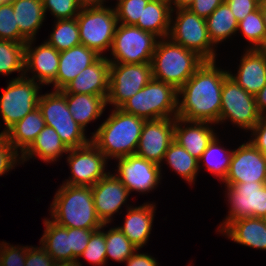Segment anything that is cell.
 Returning <instances> with one entry per match:
<instances>
[{"mask_svg":"<svg viewBox=\"0 0 266 266\" xmlns=\"http://www.w3.org/2000/svg\"><path fill=\"white\" fill-rule=\"evenodd\" d=\"M215 62L205 61L178 90L177 117L219 124L221 91L228 71Z\"/></svg>","mask_w":266,"mask_h":266,"instance_id":"6da1fadb","label":"cell"},{"mask_svg":"<svg viewBox=\"0 0 266 266\" xmlns=\"http://www.w3.org/2000/svg\"><path fill=\"white\" fill-rule=\"evenodd\" d=\"M113 109L90 137L91 142L109 160L136 154L145 122V119L125 113L120 108Z\"/></svg>","mask_w":266,"mask_h":266,"instance_id":"7a4b0ae2","label":"cell"},{"mask_svg":"<svg viewBox=\"0 0 266 266\" xmlns=\"http://www.w3.org/2000/svg\"><path fill=\"white\" fill-rule=\"evenodd\" d=\"M50 205L51 219L65 228L97 230L103 223L97 216L92 189L62 183Z\"/></svg>","mask_w":266,"mask_h":266,"instance_id":"3957f363","label":"cell"},{"mask_svg":"<svg viewBox=\"0 0 266 266\" xmlns=\"http://www.w3.org/2000/svg\"><path fill=\"white\" fill-rule=\"evenodd\" d=\"M204 62L197 53L174 43L168 37L161 38L152 56V76L179 90Z\"/></svg>","mask_w":266,"mask_h":266,"instance_id":"277c9868","label":"cell"},{"mask_svg":"<svg viewBox=\"0 0 266 266\" xmlns=\"http://www.w3.org/2000/svg\"><path fill=\"white\" fill-rule=\"evenodd\" d=\"M119 108L125 113L145 120L176 118L178 90L171 84L152 78Z\"/></svg>","mask_w":266,"mask_h":266,"instance_id":"5b68a950","label":"cell"},{"mask_svg":"<svg viewBox=\"0 0 266 266\" xmlns=\"http://www.w3.org/2000/svg\"><path fill=\"white\" fill-rule=\"evenodd\" d=\"M38 108L41 110L45 125L55 129L68 149L87 145L85 130L73 119L65 96L59 90L40 94Z\"/></svg>","mask_w":266,"mask_h":266,"instance_id":"8992f818","label":"cell"},{"mask_svg":"<svg viewBox=\"0 0 266 266\" xmlns=\"http://www.w3.org/2000/svg\"><path fill=\"white\" fill-rule=\"evenodd\" d=\"M174 12H176V17L173 20L172 13ZM168 38L197 53L205 61H216L217 50L209 38L206 19L192 13L189 9L171 11Z\"/></svg>","mask_w":266,"mask_h":266,"instance_id":"52a82bcc","label":"cell"},{"mask_svg":"<svg viewBox=\"0 0 266 266\" xmlns=\"http://www.w3.org/2000/svg\"><path fill=\"white\" fill-rule=\"evenodd\" d=\"M81 44L96 51L100 56L111 50L118 26L115 8L81 9L76 17Z\"/></svg>","mask_w":266,"mask_h":266,"instance_id":"ba28073f","label":"cell"},{"mask_svg":"<svg viewBox=\"0 0 266 266\" xmlns=\"http://www.w3.org/2000/svg\"><path fill=\"white\" fill-rule=\"evenodd\" d=\"M159 37L135 25L119 23L110 50V63L142 64L152 61Z\"/></svg>","mask_w":266,"mask_h":266,"instance_id":"9c48e42d","label":"cell"},{"mask_svg":"<svg viewBox=\"0 0 266 266\" xmlns=\"http://www.w3.org/2000/svg\"><path fill=\"white\" fill-rule=\"evenodd\" d=\"M40 83L30 79V76L20 75L9 81L0 96V114L3 118L5 134L13 125L27 114L38 108Z\"/></svg>","mask_w":266,"mask_h":266,"instance_id":"30bf717a","label":"cell"},{"mask_svg":"<svg viewBox=\"0 0 266 266\" xmlns=\"http://www.w3.org/2000/svg\"><path fill=\"white\" fill-rule=\"evenodd\" d=\"M261 117L255 96L246 92L228 74L221 91L219 124L230 120L233 125L251 131Z\"/></svg>","mask_w":266,"mask_h":266,"instance_id":"8fae6325","label":"cell"},{"mask_svg":"<svg viewBox=\"0 0 266 266\" xmlns=\"http://www.w3.org/2000/svg\"><path fill=\"white\" fill-rule=\"evenodd\" d=\"M229 211L219 224L220 232L230 221L248 217L266 218V182L225 185Z\"/></svg>","mask_w":266,"mask_h":266,"instance_id":"7c38bea8","label":"cell"},{"mask_svg":"<svg viewBox=\"0 0 266 266\" xmlns=\"http://www.w3.org/2000/svg\"><path fill=\"white\" fill-rule=\"evenodd\" d=\"M152 78L151 62L142 64L110 63L107 104L119 108Z\"/></svg>","mask_w":266,"mask_h":266,"instance_id":"4fadbf2b","label":"cell"},{"mask_svg":"<svg viewBox=\"0 0 266 266\" xmlns=\"http://www.w3.org/2000/svg\"><path fill=\"white\" fill-rule=\"evenodd\" d=\"M67 155L72 176L63 181L64 184L92 187L109 173L105 171L106 156L91 141L85 146L69 149Z\"/></svg>","mask_w":266,"mask_h":266,"instance_id":"5bb4252c","label":"cell"},{"mask_svg":"<svg viewBox=\"0 0 266 266\" xmlns=\"http://www.w3.org/2000/svg\"><path fill=\"white\" fill-rule=\"evenodd\" d=\"M118 161L116 177L131 193L136 191L148 193L158 187L162 178L161 166L138 155H129L116 159Z\"/></svg>","mask_w":266,"mask_h":266,"instance_id":"9a60e30c","label":"cell"},{"mask_svg":"<svg viewBox=\"0 0 266 266\" xmlns=\"http://www.w3.org/2000/svg\"><path fill=\"white\" fill-rule=\"evenodd\" d=\"M266 182V155L249 141L233 150L230 167L223 183Z\"/></svg>","mask_w":266,"mask_h":266,"instance_id":"2e32d148","label":"cell"},{"mask_svg":"<svg viewBox=\"0 0 266 266\" xmlns=\"http://www.w3.org/2000/svg\"><path fill=\"white\" fill-rule=\"evenodd\" d=\"M175 118L145 120L136 149V155L157 165L174 141Z\"/></svg>","mask_w":266,"mask_h":266,"instance_id":"e0dca14e","label":"cell"},{"mask_svg":"<svg viewBox=\"0 0 266 266\" xmlns=\"http://www.w3.org/2000/svg\"><path fill=\"white\" fill-rule=\"evenodd\" d=\"M110 173L91 187L95 210L103 224H109L112 221L113 215L119 213L130 196L125 185L115 174Z\"/></svg>","mask_w":266,"mask_h":266,"instance_id":"ac0fdd59","label":"cell"},{"mask_svg":"<svg viewBox=\"0 0 266 266\" xmlns=\"http://www.w3.org/2000/svg\"><path fill=\"white\" fill-rule=\"evenodd\" d=\"M35 40L27 41L25 44V74L32 72L34 81L42 86L50 85L57 76L60 52L49 45L46 41L34 46Z\"/></svg>","mask_w":266,"mask_h":266,"instance_id":"d6986e66","label":"cell"},{"mask_svg":"<svg viewBox=\"0 0 266 266\" xmlns=\"http://www.w3.org/2000/svg\"><path fill=\"white\" fill-rule=\"evenodd\" d=\"M110 77V61L107 56H101L95 63L86 67L71 82H69L61 93L91 94L103 96L108 95Z\"/></svg>","mask_w":266,"mask_h":266,"instance_id":"ffe728a7","label":"cell"},{"mask_svg":"<svg viewBox=\"0 0 266 266\" xmlns=\"http://www.w3.org/2000/svg\"><path fill=\"white\" fill-rule=\"evenodd\" d=\"M211 126L212 123L209 122L187 121L176 117L174 141L199 160L209 143L217 135Z\"/></svg>","mask_w":266,"mask_h":266,"instance_id":"44dd1931","label":"cell"},{"mask_svg":"<svg viewBox=\"0 0 266 266\" xmlns=\"http://www.w3.org/2000/svg\"><path fill=\"white\" fill-rule=\"evenodd\" d=\"M101 56L94 50L80 44L60 52L56 79L51 83L54 90H62L86 67Z\"/></svg>","mask_w":266,"mask_h":266,"instance_id":"7402d4cb","label":"cell"},{"mask_svg":"<svg viewBox=\"0 0 266 266\" xmlns=\"http://www.w3.org/2000/svg\"><path fill=\"white\" fill-rule=\"evenodd\" d=\"M238 71L229 76L246 92L256 95L266 85V57L258 49H246Z\"/></svg>","mask_w":266,"mask_h":266,"instance_id":"603a6c76","label":"cell"},{"mask_svg":"<svg viewBox=\"0 0 266 266\" xmlns=\"http://www.w3.org/2000/svg\"><path fill=\"white\" fill-rule=\"evenodd\" d=\"M156 205L144 203L140 206H127V215L122 226H117L128 240L138 249L143 248L151 234Z\"/></svg>","mask_w":266,"mask_h":266,"instance_id":"cb8c5ba5","label":"cell"},{"mask_svg":"<svg viewBox=\"0 0 266 266\" xmlns=\"http://www.w3.org/2000/svg\"><path fill=\"white\" fill-rule=\"evenodd\" d=\"M220 233L240 245L266 250V220L248 217L230 221Z\"/></svg>","mask_w":266,"mask_h":266,"instance_id":"d4e9b609","label":"cell"},{"mask_svg":"<svg viewBox=\"0 0 266 266\" xmlns=\"http://www.w3.org/2000/svg\"><path fill=\"white\" fill-rule=\"evenodd\" d=\"M68 148L61 141L60 136L52 127L45 126L32 144L21 154L22 164L30 158H39L45 163L59 161L63 153H68Z\"/></svg>","mask_w":266,"mask_h":266,"instance_id":"484cf974","label":"cell"},{"mask_svg":"<svg viewBox=\"0 0 266 266\" xmlns=\"http://www.w3.org/2000/svg\"><path fill=\"white\" fill-rule=\"evenodd\" d=\"M20 34L27 40H36V34L45 20L42 0H11Z\"/></svg>","mask_w":266,"mask_h":266,"instance_id":"4316f807","label":"cell"},{"mask_svg":"<svg viewBox=\"0 0 266 266\" xmlns=\"http://www.w3.org/2000/svg\"><path fill=\"white\" fill-rule=\"evenodd\" d=\"M67 101L73 119L85 130L87 124L100 118L106 109L103 96L91 94L62 93Z\"/></svg>","mask_w":266,"mask_h":266,"instance_id":"83f0119b","label":"cell"},{"mask_svg":"<svg viewBox=\"0 0 266 266\" xmlns=\"http://www.w3.org/2000/svg\"><path fill=\"white\" fill-rule=\"evenodd\" d=\"M44 234L40 245L57 262H71L72 249H70V228L62 227L52 220L44 218Z\"/></svg>","mask_w":266,"mask_h":266,"instance_id":"f1b7e54d","label":"cell"},{"mask_svg":"<svg viewBox=\"0 0 266 266\" xmlns=\"http://www.w3.org/2000/svg\"><path fill=\"white\" fill-rule=\"evenodd\" d=\"M171 7L168 0H150L135 24L157 37L167 38L170 31Z\"/></svg>","mask_w":266,"mask_h":266,"instance_id":"f546056e","label":"cell"},{"mask_svg":"<svg viewBox=\"0 0 266 266\" xmlns=\"http://www.w3.org/2000/svg\"><path fill=\"white\" fill-rule=\"evenodd\" d=\"M42 112L36 108L13 125L4 137L22 154L45 127Z\"/></svg>","mask_w":266,"mask_h":266,"instance_id":"4dcf8cb0","label":"cell"},{"mask_svg":"<svg viewBox=\"0 0 266 266\" xmlns=\"http://www.w3.org/2000/svg\"><path fill=\"white\" fill-rule=\"evenodd\" d=\"M206 24L209 38L215 46L238 33V22L225 1L206 19Z\"/></svg>","mask_w":266,"mask_h":266,"instance_id":"1f68e13d","label":"cell"},{"mask_svg":"<svg viewBox=\"0 0 266 266\" xmlns=\"http://www.w3.org/2000/svg\"><path fill=\"white\" fill-rule=\"evenodd\" d=\"M166 162L180 177L192 185L199 173V161L177 142L173 141L164 154Z\"/></svg>","mask_w":266,"mask_h":266,"instance_id":"d6a6232c","label":"cell"},{"mask_svg":"<svg viewBox=\"0 0 266 266\" xmlns=\"http://www.w3.org/2000/svg\"><path fill=\"white\" fill-rule=\"evenodd\" d=\"M219 137L217 135L209 143L206 150L201 155L199 161V169L202 165L215 177H218L222 183L225 181L231 162L233 150L225 149L220 146ZM201 163V164H200Z\"/></svg>","mask_w":266,"mask_h":266,"instance_id":"836d02e7","label":"cell"},{"mask_svg":"<svg viewBox=\"0 0 266 266\" xmlns=\"http://www.w3.org/2000/svg\"><path fill=\"white\" fill-rule=\"evenodd\" d=\"M55 21L53 32L45 40L49 45L61 52L81 44L76 18Z\"/></svg>","mask_w":266,"mask_h":266,"instance_id":"e575fe53","label":"cell"},{"mask_svg":"<svg viewBox=\"0 0 266 266\" xmlns=\"http://www.w3.org/2000/svg\"><path fill=\"white\" fill-rule=\"evenodd\" d=\"M25 44L0 40V74H25Z\"/></svg>","mask_w":266,"mask_h":266,"instance_id":"d590c367","label":"cell"},{"mask_svg":"<svg viewBox=\"0 0 266 266\" xmlns=\"http://www.w3.org/2000/svg\"><path fill=\"white\" fill-rule=\"evenodd\" d=\"M105 243L106 259L110 258L120 263L125 262L136 250H139L118 227L105 231Z\"/></svg>","mask_w":266,"mask_h":266,"instance_id":"8d00e7d4","label":"cell"},{"mask_svg":"<svg viewBox=\"0 0 266 266\" xmlns=\"http://www.w3.org/2000/svg\"><path fill=\"white\" fill-rule=\"evenodd\" d=\"M237 31L250 43L247 49H257L266 37V27L260 9L251 12L243 20L238 22Z\"/></svg>","mask_w":266,"mask_h":266,"instance_id":"74e56055","label":"cell"},{"mask_svg":"<svg viewBox=\"0 0 266 266\" xmlns=\"http://www.w3.org/2000/svg\"><path fill=\"white\" fill-rule=\"evenodd\" d=\"M106 225L107 224H103L100 229H97L92 233L87 247L77 259L79 265L82 266L80 262L81 257H84L88 262L95 266H104L106 264L105 231L103 230Z\"/></svg>","mask_w":266,"mask_h":266,"instance_id":"f35d334b","label":"cell"},{"mask_svg":"<svg viewBox=\"0 0 266 266\" xmlns=\"http://www.w3.org/2000/svg\"><path fill=\"white\" fill-rule=\"evenodd\" d=\"M0 40H8L16 43L27 42L19 32L11 1L0 5Z\"/></svg>","mask_w":266,"mask_h":266,"instance_id":"ab89813d","label":"cell"},{"mask_svg":"<svg viewBox=\"0 0 266 266\" xmlns=\"http://www.w3.org/2000/svg\"><path fill=\"white\" fill-rule=\"evenodd\" d=\"M149 1L150 0H121L119 3H116L114 8L118 23L135 25Z\"/></svg>","mask_w":266,"mask_h":266,"instance_id":"60d3db41","label":"cell"},{"mask_svg":"<svg viewBox=\"0 0 266 266\" xmlns=\"http://www.w3.org/2000/svg\"><path fill=\"white\" fill-rule=\"evenodd\" d=\"M43 9L54 16L56 20L73 19L79 14L81 8L77 0H42Z\"/></svg>","mask_w":266,"mask_h":266,"instance_id":"b9f144b4","label":"cell"},{"mask_svg":"<svg viewBox=\"0 0 266 266\" xmlns=\"http://www.w3.org/2000/svg\"><path fill=\"white\" fill-rule=\"evenodd\" d=\"M21 161L19 150L3 137L0 140V176L11 171L19 163L21 164Z\"/></svg>","mask_w":266,"mask_h":266,"instance_id":"7bdbcfd3","label":"cell"},{"mask_svg":"<svg viewBox=\"0 0 266 266\" xmlns=\"http://www.w3.org/2000/svg\"><path fill=\"white\" fill-rule=\"evenodd\" d=\"M27 247L1 242V266H25Z\"/></svg>","mask_w":266,"mask_h":266,"instance_id":"ee69618b","label":"cell"},{"mask_svg":"<svg viewBox=\"0 0 266 266\" xmlns=\"http://www.w3.org/2000/svg\"><path fill=\"white\" fill-rule=\"evenodd\" d=\"M94 231L95 230L70 228V249H72V261H76L85 250Z\"/></svg>","mask_w":266,"mask_h":266,"instance_id":"f6af8a7d","label":"cell"},{"mask_svg":"<svg viewBox=\"0 0 266 266\" xmlns=\"http://www.w3.org/2000/svg\"><path fill=\"white\" fill-rule=\"evenodd\" d=\"M54 259L40 247H27V254L25 258V266H55Z\"/></svg>","mask_w":266,"mask_h":266,"instance_id":"bcb514c9","label":"cell"},{"mask_svg":"<svg viewBox=\"0 0 266 266\" xmlns=\"http://www.w3.org/2000/svg\"><path fill=\"white\" fill-rule=\"evenodd\" d=\"M237 22L243 20L248 14L257 10L261 0H225Z\"/></svg>","mask_w":266,"mask_h":266,"instance_id":"7dc6e473","label":"cell"},{"mask_svg":"<svg viewBox=\"0 0 266 266\" xmlns=\"http://www.w3.org/2000/svg\"><path fill=\"white\" fill-rule=\"evenodd\" d=\"M225 0H194L187 8L199 17L207 19Z\"/></svg>","mask_w":266,"mask_h":266,"instance_id":"c3c4849f","label":"cell"},{"mask_svg":"<svg viewBox=\"0 0 266 266\" xmlns=\"http://www.w3.org/2000/svg\"><path fill=\"white\" fill-rule=\"evenodd\" d=\"M250 142L263 154L266 155V116H262L259 122L251 130Z\"/></svg>","mask_w":266,"mask_h":266,"instance_id":"681fc988","label":"cell"},{"mask_svg":"<svg viewBox=\"0 0 266 266\" xmlns=\"http://www.w3.org/2000/svg\"><path fill=\"white\" fill-rule=\"evenodd\" d=\"M137 251L125 261L126 266H158L154 257Z\"/></svg>","mask_w":266,"mask_h":266,"instance_id":"f907efd6","label":"cell"},{"mask_svg":"<svg viewBox=\"0 0 266 266\" xmlns=\"http://www.w3.org/2000/svg\"><path fill=\"white\" fill-rule=\"evenodd\" d=\"M255 101L259 113L266 116V85L255 95Z\"/></svg>","mask_w":266,"mask_h":266,"instance_id":"816d5d0a","label":"cell"},{"mask_svg":"<svg viewBox=\"0 0 266 266\" xmlns=\"http://www.w3.org/2000/svg\"><path fill=\"white\" fill-rule=\"evenodd\" d=\"M81 9L106 7V0H77Z\"/></svg>","mask_w":266,"mask_h":266,"instance_id":"f5cc1de1","label":"cell"},{"mask_svg":"<svg viewBox=\"0 0 266 266\" xmlns=\"http://www.w3.org/2000/svg\"><path fill=\"white\" fill-rule=\"evenodd\" d=\"M193 1L194 0H168L171 10L187 9L193 3Z\"/></svg>","mask_w":266,"mask_h":266,"instance_id":"db71d44e","label":"cell"},{"mask_svg":"<svg viewBox=\"0 0 266 266\" xmlns=\"http://www.w3.org/2000/svg\"><path fill=\"white\" fill-rule=\"evenodd\" d=\"M259 9L263 18V22L266 27V0H261V3L259 5Z\"/></svg>","mask_w":266,"mask_h":266,"instance_id":"11a10c76","label":"cell"},{"mask_svg":"<svg viewBox=\"0 0 266 266\" xmlns=\"http://www.w3.org/2000/svg\"><path fill=\"white\" fill-rule=\"evenodd\" d=\"M55 266H81V265H79L76 260L71 262H57L55 263Z\"/></svg>","mask_w":266,"mask_h":266,"instance_id":"9f6ffc18","label":"cell"},{"mask_svg":"<svg viewBox=\"0 0 266 266\" xmlns=\"http://www.w3.org/2000/svg\"><path fill=\"white\" fill-rule=\"evenodd\" d=\"M257 49L266 57V37L263 43Z\"/></svg>","mask_w":266,"mask_h":266,"instance_id":"6f0895ef","label":"cell"},{"mask_svg":"<svg viewBox=\"0 0 266 266\" xmlns=\"http://www.w3.org/2000/svg\"><path fill=\"white\" fill-rule=\"evenodd\" d=\"M8 0H0V5L2 4V3H5V2H7Z\"/></svg>","mask_w":266,"mask_h":266,"instance_id":"680465c9","label":"cell"},{"mask_svg":"<svg viewBox=\"0 0 266 266\" xmlns=\"http://www.w3.org/2000/svg\"><path fill=\"white\" fill-rule=\"evenodd\" d=\"M4 137V134L0 132V140Z\"/></svg>","mask_w":266,"mask_h":266,"instance_id":"91938a15","label":"cell"},{"mask_svg":"<svg viewBox=\"0 0 266 266\" xmlns=\"http://www.w3.org/2000/svg\"><path fill=\"white\" fill-rule=\"evenodd\" d=\"M0 266H1V243H0Z\"/></svg>","mask_w":266,"mask_h":266,"instance_id":"94428289","label":"cell"}]
</instances>
